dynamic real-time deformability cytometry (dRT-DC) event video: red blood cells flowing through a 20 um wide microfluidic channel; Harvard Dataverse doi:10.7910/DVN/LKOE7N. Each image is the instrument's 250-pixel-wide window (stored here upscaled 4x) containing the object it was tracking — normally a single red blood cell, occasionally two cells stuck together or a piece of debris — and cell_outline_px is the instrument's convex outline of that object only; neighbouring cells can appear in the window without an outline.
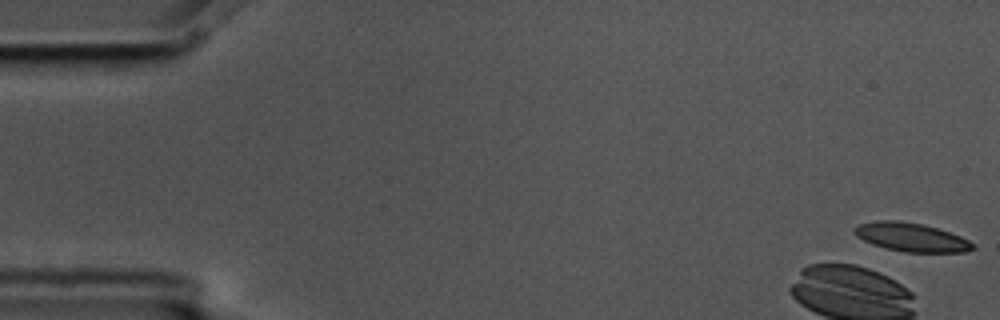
{"species": "common noctule bat (a hibernating species)", "species_latin": "Nyctalus noctula", "temperature_condition": "cold", "stored_images_in_passage": 9, "camera_frame_rate_fps": 3000, "um_per_image_px": 0.085, "animal": {"sex": "male", "body_mass_g": 17.5, "forearm_length_mm": 52.3}, "frame": {"image": 1, "passage_image": 1, "time_ms": 0.0, "image_size_px": [1000, 320], "cell_outline_px": [[976, 248], [964, 252], [904, 252], [872, 244], [856, 236], [852, 232], [860, 224], [876, 220], [900, 220], [920, 224], [936, 228], [960, 236], [976, 244]], "centroid_in_image_um": [77.47, 20.16], "position_along_channel_um": 7.5, "area_um2": 19.59}}
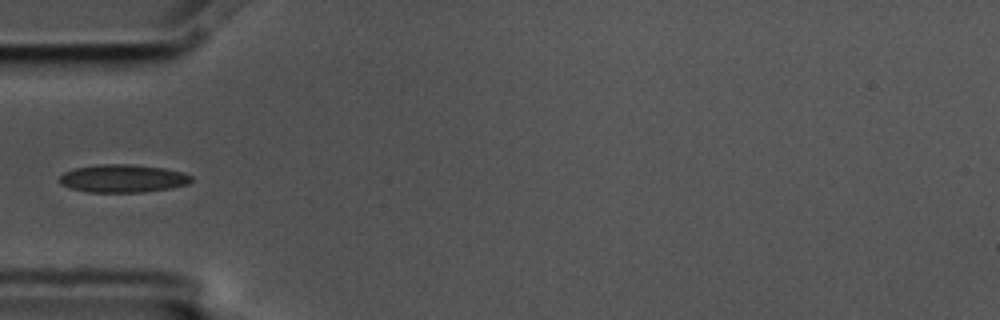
{"frame": {"image": 2, "passage_image": 6, "time_ms": 1.667, "image_size_px": [1000, 320], "cell_outline_px": [[192, 180], [188, 184], [168, 188], [140, 192], [88, 192], [68, 188], [60, 184], [60, 176], [64, 172], [76, 168], [96, 164], [132, 164], [164, 168], [180, 172], [192, 176]], "centroid_in_image_um": [10.4, 15.16], "position_along_channel_um": 74.6, "area_um2": 21.39}}